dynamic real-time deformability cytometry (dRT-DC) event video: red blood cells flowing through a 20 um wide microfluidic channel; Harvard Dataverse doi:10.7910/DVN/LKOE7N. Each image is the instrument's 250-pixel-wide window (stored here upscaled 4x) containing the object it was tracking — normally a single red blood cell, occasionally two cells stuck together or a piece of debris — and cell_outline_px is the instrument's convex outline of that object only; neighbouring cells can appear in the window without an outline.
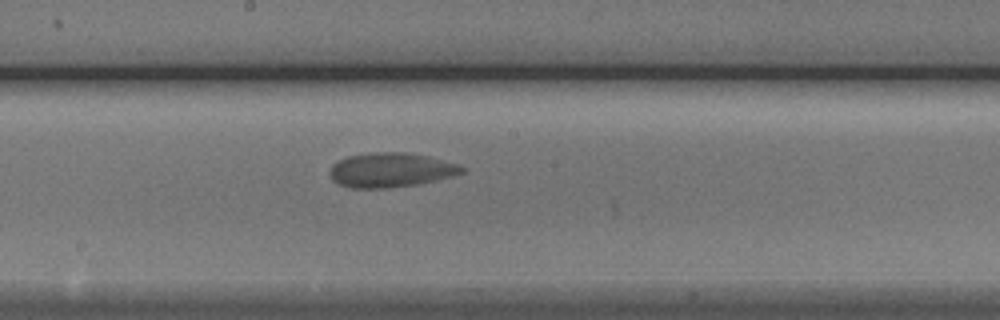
{"species": "Egyptian fruit bat (a non-hibernating species)", "species_latin": "Rousettus aegyptiacus", "temperature_condition": "cold", "stored_images_in_passage": 9, "camera_frame_rate_fps": 3000, "um_per_image_px": 0.085, "animal": {"sex": "male"}, "frame": {"image": 1, "passage_image": 9, "time_ms": 10.333, "image_size_px": [1000, 320], "cell_outline_px": [[464, 172], [452, 176], [420, 184], [388, 188], [352, 188], [340, 184], [332, 180], [332, 164], [348, 156], [376, 152], [404, 152], [428, 156], [456, 164], [464, 168]], "centroid_in_image_um": [33.23, 14.46], "position_along_channel_um": 215.0, "area_um2": 26.18}}